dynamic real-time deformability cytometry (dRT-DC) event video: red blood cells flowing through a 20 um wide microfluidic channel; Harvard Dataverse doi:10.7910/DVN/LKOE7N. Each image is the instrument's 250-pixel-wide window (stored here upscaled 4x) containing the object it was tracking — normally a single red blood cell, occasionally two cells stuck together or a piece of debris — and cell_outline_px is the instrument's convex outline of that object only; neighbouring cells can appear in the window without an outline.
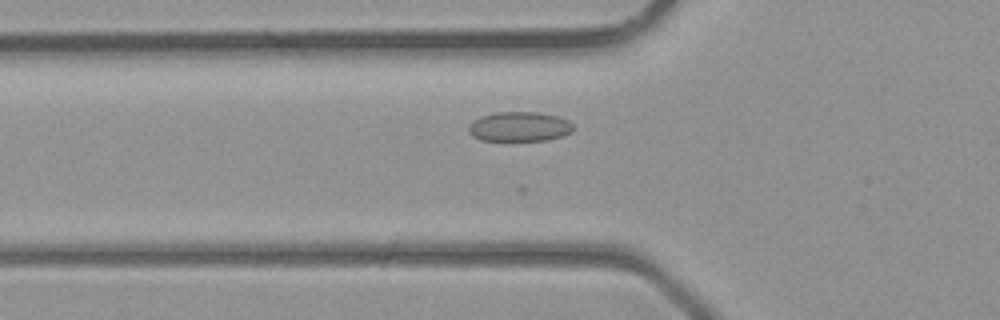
{"species": "common noctule bat (a hibernating species)", "species_latin": "Nyctalus noctula", "temperature_condition": "room temperature", "stored_images_in_passage": 25, "camera_frame_rate_fps": 3000, "um_per_image_px": 0.085, "animal": {"sex": "male", "body_mass_g": 23.1, "forearm_length_mm": 52.7}, "frame": {"image": 1, "passage_image": 3, "time_ms": 0.667, "image_size_px": [1000, 320], "cell_outline_px": [[572, 132], [560, 136], [544, 140], [480, 140], [472, 136], [468, 132], [468, 128], [472, 120], [480, 116], [496, 112], [536, 112], [556, 116], [568, 120], [572, 124]], "centroid_in_image_um": [44.09, 10.75], "position_along_channel_um": 81.7, "area_um2": 17.98}}
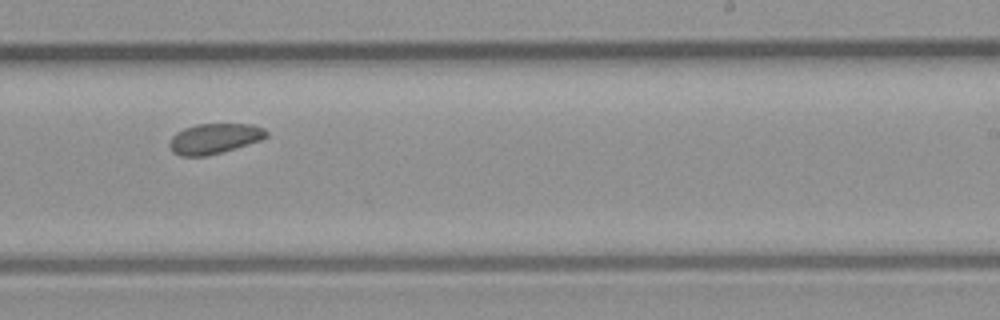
{"frame": {"image": 2, "passage_image": 14, "time_ms": 4.333, "image_size_px": [1000, 320], "cell_outline_px": [[268, 136], [260, 140], [208, 156], [180, 156], [172, 152], [168, 144], [172, 136], [176, 132], [184, 128], [196, 124], [252, 124], [264, 128], [268, 132]], "centroid_in_image_um": [18.19, 11.78], "position_along_channel_um": 270.8, "area_um2": 17.11}}
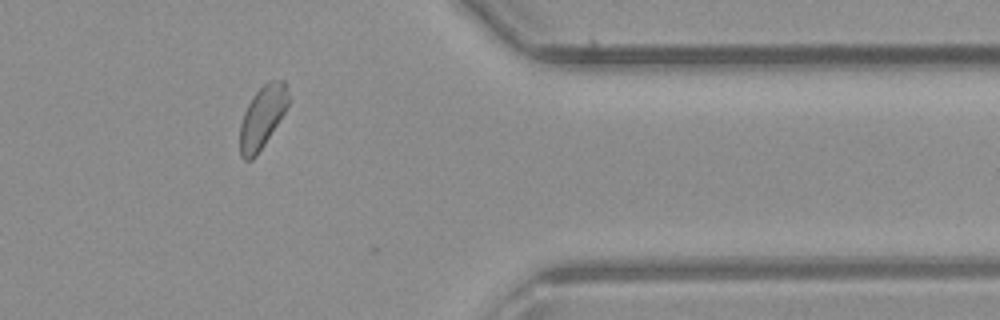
{"frame": {"image": 3, "passage_image": 22, "time_ms": 7.0, "image_size_px": [1000, 320], "cell_outline_px": [[288, 104], [284, 112], [264, 144], [256, 156], [252, 160], [244, 160], [240, 156], [240, 124], [244, 112], [252, 96], [268, 80], [284, 80], [288, 92]], "centroid_in_image_um": [22.27, 9.95], "position_along_channel_um": 389.1, "area_um2": 17.34}}